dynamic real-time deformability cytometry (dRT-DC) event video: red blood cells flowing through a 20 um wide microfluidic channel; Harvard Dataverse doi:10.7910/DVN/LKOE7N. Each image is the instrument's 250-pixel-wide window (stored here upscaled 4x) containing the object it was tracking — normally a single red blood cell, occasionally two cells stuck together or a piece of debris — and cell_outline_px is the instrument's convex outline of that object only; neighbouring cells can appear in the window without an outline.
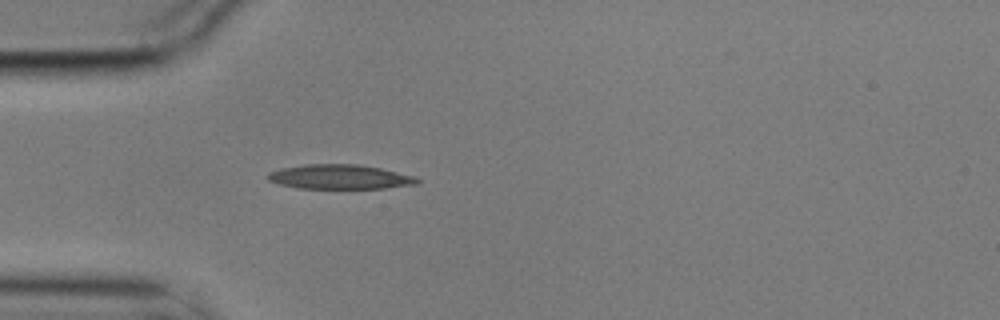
{"species": "common noctule bat (a hibernating species)", "species_latin": "Nyctalus noctula", "temperature_condition": "cold", "stored_images_in_passage": 3, "camera_frame_rate_fps": 3000, "um_per_image_px": 0.085, "animal": {"sex": "male", "body_mass_g": 17.9}, "frame": {"image": 1, "passage_image": 3, "time_ms": 0.667, "image_size_px": [1000, 320], "cell_outline_px": [[420, 184], [384, 188], [296, 188], [280, 184], [268, 180], [268, 172], [280, 168], [304, 164], [360, 164], [380, 168], [416, 176], [420, 180]], "centroid_in_image_um": [28.91, 15.03], "position_along_channel_um": 56.1, "area_um2": 21.44}}